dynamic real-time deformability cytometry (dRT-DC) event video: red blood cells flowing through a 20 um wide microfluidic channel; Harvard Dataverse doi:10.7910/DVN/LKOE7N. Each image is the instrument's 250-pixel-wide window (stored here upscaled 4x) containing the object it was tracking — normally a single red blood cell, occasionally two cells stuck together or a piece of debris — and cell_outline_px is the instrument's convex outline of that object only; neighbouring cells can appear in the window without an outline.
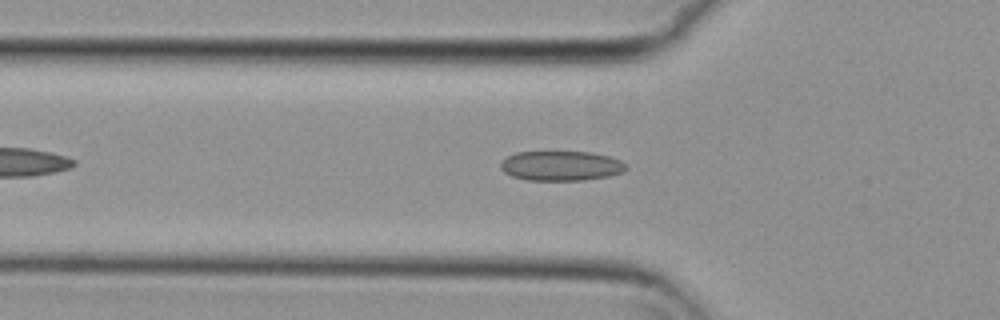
{"species": "common noctule bat (a hibernating species)", "species_latin": "Nyctalus noctula", "temperature_condition": "cold", "stored_images_in_passage": 33, "camera_frame_rate_fps": 3000, "um_per_image_px": 0.085, "animal": {"sex": "female", "body_mass_g": 29.2, "forearm_length_mm": 56.3}, "frame": {"image": 1, "passage_image": 9, "time_ms": 2.667, "image_size_px": [1000, 320], "cell_outline_px": [[628, 168], [620, 172], [608, 176], [584, 180], [524, 180], [512, 176], [504, 172], [500, 168], [500, 164], [508, 156], [516, 152], [592, 152], [608, 156], [620, 160], [628, 164]], "centroid_in_image_um": [47.69, 14.09], "position_along_channel_um": 78.1, "area_um2": 21.73}}
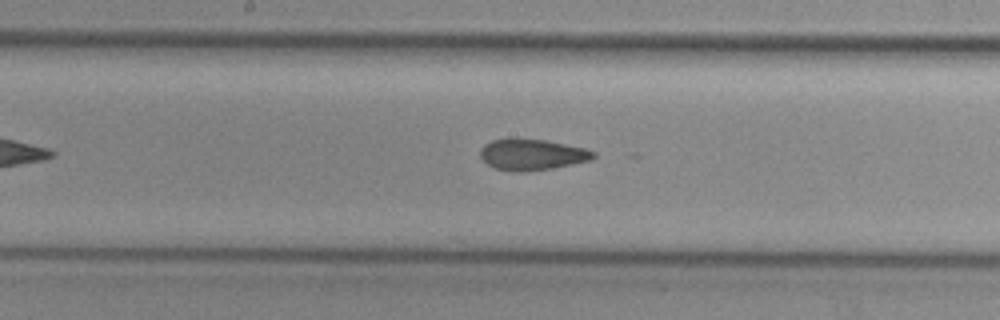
{"frame": {"image": 2, "passage_image": 19, "time_ms": 6.0, "image_size_px": [1000, 320], "cell_outline_px": [[596, 156], [592, 160], [548, 168], [520, 172], [512, 172], [496, 168], [488, 164], [480, 156], [480, 148], [484, 144], [492, 140], [508, 136], [544, 140], [584, 148], [596, 152]], "centroid_in_image_um": [45.17, 13.1], "position_along_channel_um": 203.0, "area_um2": 20.63}}
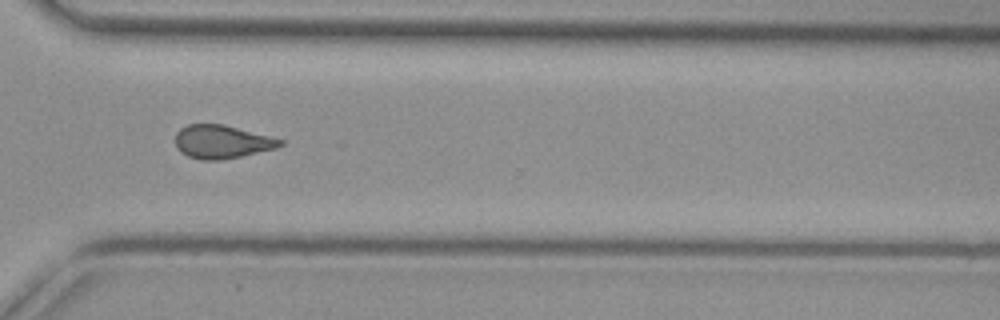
{"frame": {"image": 3, "passage_image": 31, "time_ms": 10.0, "image_size_px": [1000, 320], "cell_outline_px": [[284, 144], [276, 148], [224, 160], [200, 160], [188, 156], [180, 152], [176, 148], [176, 132], [180, 128], [188, 124], [224, 124], [284, 140]], "centroid_in_image_um": [18.84, 12.05], "position_along_channel_um": 351.8, "area_um2": 20.46}, "authors_computed_cell_mechanics": {"area_um2": 21.0392, "velocity_mm_per_s": 3.7182, "shape_relaxation_time_tau1_ms": null, "shape_relaxation_time_tau2_ms": 2.1945, "deformation_change_tau1": null, "deformation_change_tau2": 0.0894}}